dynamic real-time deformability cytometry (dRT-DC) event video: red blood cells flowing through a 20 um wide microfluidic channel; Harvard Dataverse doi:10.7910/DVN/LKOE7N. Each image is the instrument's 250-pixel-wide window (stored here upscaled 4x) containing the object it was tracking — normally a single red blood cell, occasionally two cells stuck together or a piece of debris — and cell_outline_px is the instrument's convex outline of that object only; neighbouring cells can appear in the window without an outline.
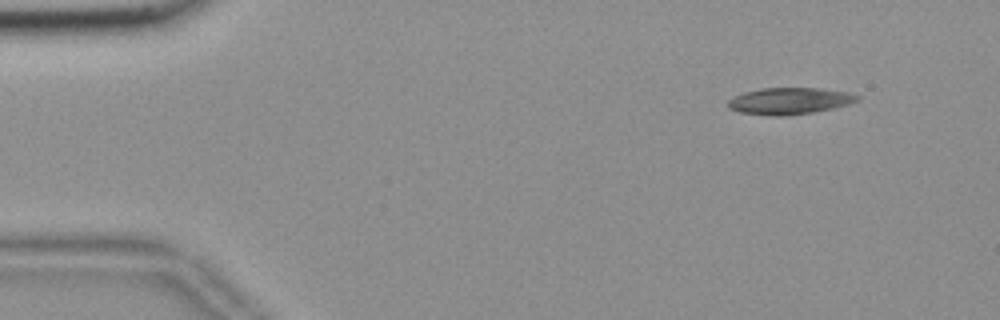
{"species": "common noctule bat (a hibernating species)", "species_latin": "Nyctalus noctula", "temperature_condition": "room temperature", "stored_images_in_passage": 51, "camera_frame_rate_fps": 3000, "um_per_image_px": 0.085, "animal": {"sex": "female", "body_mass_g": 18.4}, "frame": {"image": 1, "passage_image": 1, "time_ms": 0.0, "image_size_px": [1000, 320], "cell_outline_px": [[860, 100], [848, 104], [832, 108], [812, 112], [784, 116], [776, 116], [740, 112], [728, 108], [728, 100], [744, 92], [760, 88], [816, 88], [848, 92], [860, 96]], "centroid_in_image_um": [67.11, 8.58], "position_along_channel_um": 17.9, "area_um2": 19.88}}
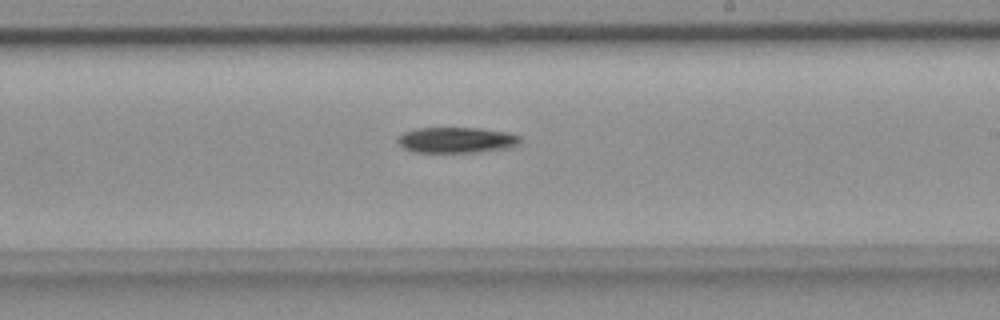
{"frame": {"image": 2, "passage_image": 28, "time_ms": 9.0, "image_size_px": [1000, 320], "cell_outline_px": [[520, 144], [504, 148], [476, 152], [412, 152], [404, 148], [396, 140], [404, 132], [416, 128], [480, 128], [508, 132], [520, 136]], "centroid_in_image_um": [38.79, 11.9], "position_along_channel_um": 250.2, "area_um2": 18.26}}
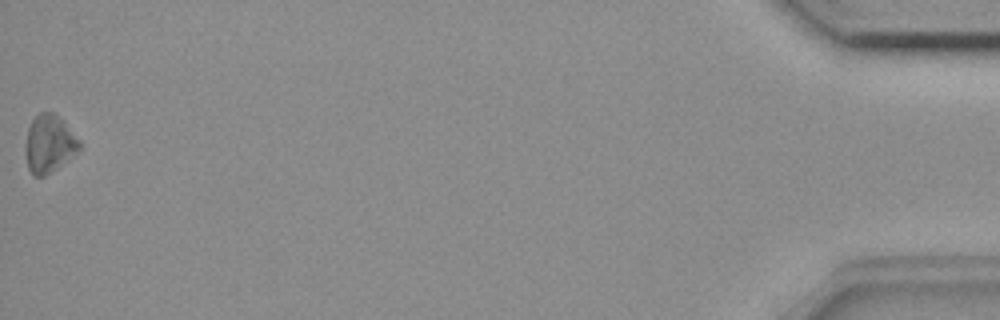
{"frame": {"image": 3, "passage_image": 51, "time_ms": 16.667, "image_size_px": [1000, 320], "cell_outline_px": [[80, 148], [76, 152], [56, 168], [44, 176], [32, 176], [28, 168], [24, 148], [28, 128], [32, 120], [40, 112], [52, 112], [60, 116], [64, 120], [80, 140]], "centroid_in_image_um": [4.16, 12.2], "position_along_channel_um": 431.0, "area_um2": 18.15}, "authors_computed_cell_mechanics": {"area_um2": 18.8428, "velocity_mm_per_s": 3.6401, "shape_relaxation_time_tau1_ms": 3.0973, "shape_relaxation_time_tau2_ms": null, "deformation_change_tau1": 0.0778, "deformation_change_tau2": null}}